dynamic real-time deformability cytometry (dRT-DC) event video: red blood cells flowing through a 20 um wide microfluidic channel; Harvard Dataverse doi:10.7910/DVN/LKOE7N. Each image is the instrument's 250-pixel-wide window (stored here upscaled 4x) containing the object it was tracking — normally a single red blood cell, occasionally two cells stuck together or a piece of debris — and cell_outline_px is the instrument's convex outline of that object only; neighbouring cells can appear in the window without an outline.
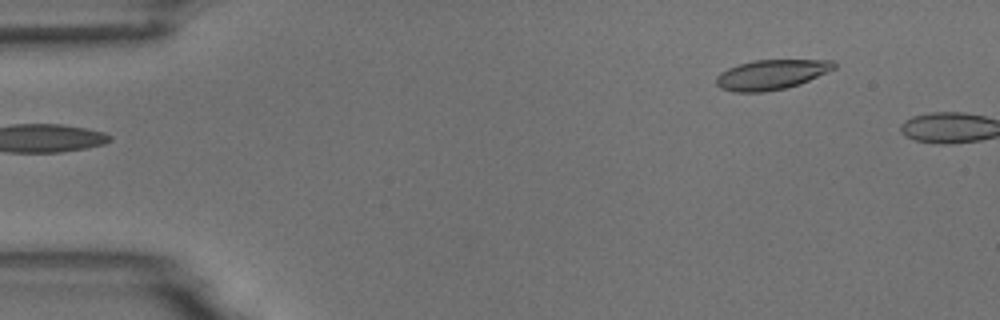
{"species": "common noctule bat (a hibernating species)", "species_latin": "Nyctalus noctula", "temperature_condition": "room temperature", "stored_images_in_passage": 6, "segment_of_instrument_passage": [2, 2], "camera_frame_rate_fps": 3000, "um_per_image_px": 0.085, "animal": {"sex": "male", "body_mass_g": 18.8}, "frame": {"image": 1, "passage_image": 6, "time_ms": 5.667, "image_size_px": [1000, 320], "cell_outline_px": [[836, 68], [800, 84], [788, 88], [764, 92], [732, 92], [720, 88], [716, 84], [716, 76], [720, 72], [728, 68], [752, 60], [832, 60], [836, 64]], "centroid_in_image_um": [65.54, 6.35], "position_along_channel_um": 19.5, "area_um2": 20.63}}